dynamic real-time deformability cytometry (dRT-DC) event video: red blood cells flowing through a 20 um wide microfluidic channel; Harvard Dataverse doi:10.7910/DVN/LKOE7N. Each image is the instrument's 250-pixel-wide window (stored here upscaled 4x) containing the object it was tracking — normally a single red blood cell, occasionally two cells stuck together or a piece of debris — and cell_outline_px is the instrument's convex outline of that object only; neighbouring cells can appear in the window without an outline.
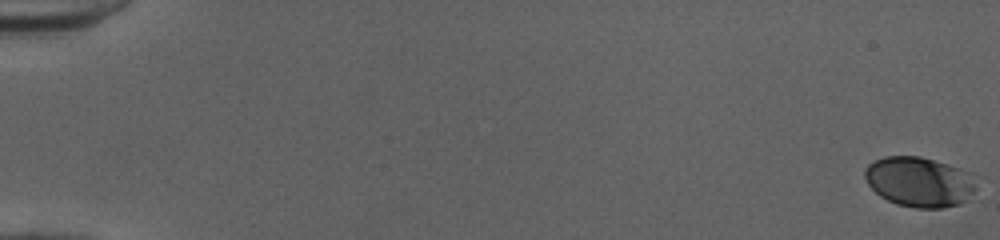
{"species": "human", "species_latin": "Homo sapiens", "temperature_condition": "cold", "stored_images_in_passage": 53, "camera_frame_rate_fps": 3000, "um_per_image_px": 0.085, "donor": {"sex": "female"}, "frame": {"image": 1, "passage_image": 1, "time_ms": 0.0, "image_size_px": [1000, 240], "cell_outline_px": [[980, 176], [976, 188], [968, 200], [960, 204], [940, 208], [916, 208], [896, 204], [880, 196], [868, 184], [864, 176], [864, 168], [868, 164], [884, 156], [920, 156], [948, 164]], "centroid_in_image_um": [78.2, 15.45], "position_along_channel_um": 6.8, "area_um2": 33.0}}
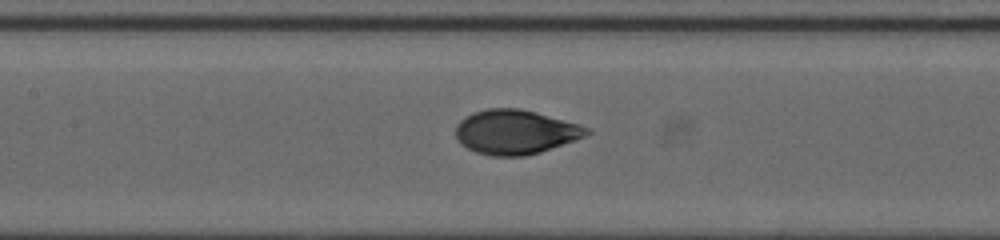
{"frame": {"image": 2, "passage_image": 27, "time_ms": 8.667, "image_size_px": [1000, 240], "cell_outline_px": [[592, 132], [584, 136], [540, 152], [524, 156], [492, 156], [476, 152], [460, 144], [456, 136], [456, 124], [464, 116], [472, 112], [488, 108], [520, 108], [536, 112], [576, 124], [588, 128]], "centroid_in_image_um": [43.74, 11.21], "position_along_channel_um": 163.7, "area_um2": 33.64}}
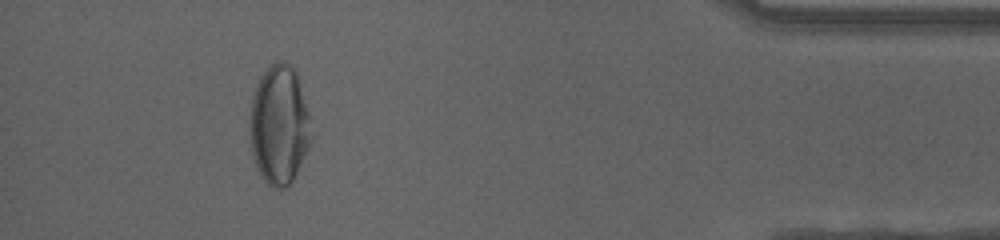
{"frame": {"image": 3, "passage_image": 49, "time_ms": 16.0, "image_size_px": [1000, 240], "cell_outline_px": [[316, 136], [292, 180], [284, 188], [272, 188], [260, 176], [256, 168], [252, 152], [248, 128], [252, 100], [256, 88], [268, 64], [276, 60], [284, 60], [296, 72], [316, 132]], "centroid_in_image_um": [23.78, 10.64], "position_along_channel_um": 411.4, "area_um2": 43.64}, "authors_computed_cell_mechanics": {"area_um2": 33.6396, "velocity_mm_per_s": 4.0142, "shape_relaxation_time_tau1_ms": 3.8436, "shape_relaxation_time_tau2_ms": null, "deformation_change_tau1": 0.1706, "deformation_change_tau2": null}}